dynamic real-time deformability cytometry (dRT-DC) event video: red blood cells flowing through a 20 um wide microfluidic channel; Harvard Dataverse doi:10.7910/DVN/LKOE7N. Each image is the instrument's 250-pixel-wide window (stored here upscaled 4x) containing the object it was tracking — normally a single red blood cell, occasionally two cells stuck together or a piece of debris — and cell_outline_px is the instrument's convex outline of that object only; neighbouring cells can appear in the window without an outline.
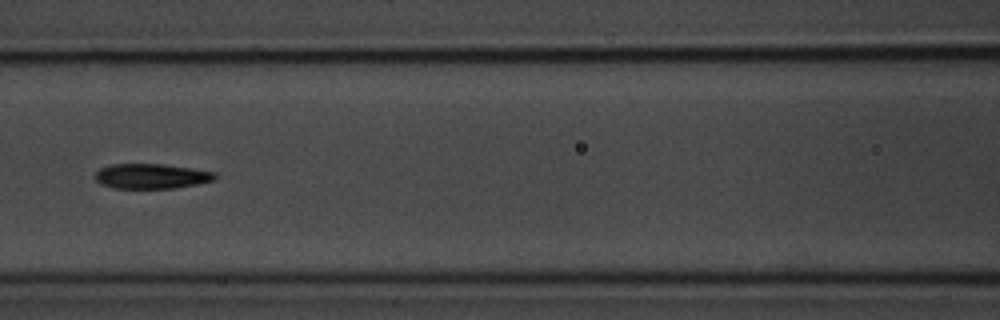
{"species": "common noctule bat (a hibernating species)", "species_latin": "Nyctalus noctula", "temperature_condition": "room temperature", "stored_images_in_passage": 9, "camera_frame_rate_fps": 3000, "um_per_image_px": 0.085, "animal": {"sex": "male", "body_mass_g": 20.1, "forearm_length_mm": 53.5}, "frame": {"image": 1, "passage_image": 6, "time_ms": 6.0, "image_size_px": [1000, 320], "cell_outline_px": [[220, 176], [216, 180], [176, 188], [112, 188], [100, 184], [96, 180], [96, 172], [100, 168], [112, 164], [160, 164], [216, 172]], "centroid_in_image_um": [12.89, 14.98], "position_along_channel_um": 153.7, "area_um2": 17.46}}
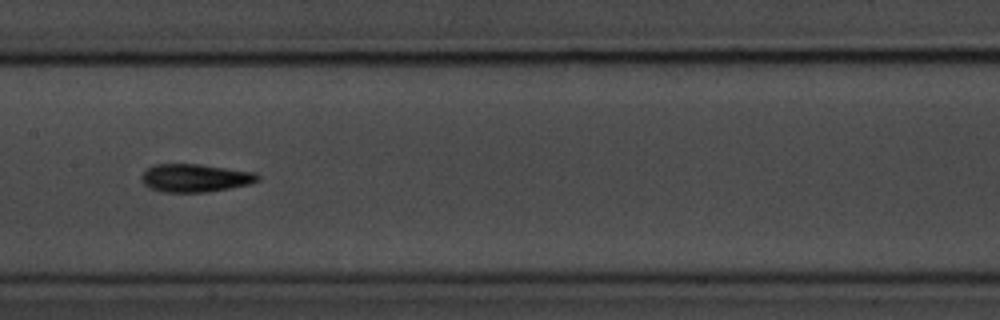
{"frame": {"image": 2, "passage_image": 7, "time_ms": 7.0, "image_size_px": [1000, 320], "cell_outline_px": [[260, 180], [248, 184], [228, 188], [204, 192], [164, 192], [152, 188], [144, 184], [140, 176], [148, 168], [156, 164], [200, 164], [256, 172], [260, 176]], "centroid_in_image_um": [16.61, 15.11], "position_along_channel_um": 190.8, "area_um2": 18.84}}